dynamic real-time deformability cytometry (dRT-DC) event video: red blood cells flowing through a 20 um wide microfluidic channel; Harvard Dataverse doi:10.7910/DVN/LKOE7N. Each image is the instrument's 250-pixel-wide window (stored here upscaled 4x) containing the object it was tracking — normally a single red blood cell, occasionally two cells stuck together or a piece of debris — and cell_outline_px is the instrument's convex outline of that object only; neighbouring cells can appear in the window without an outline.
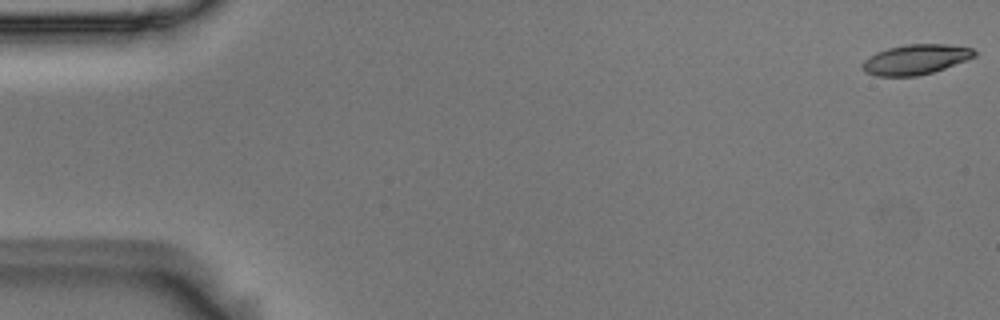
{"species": "Egyptian fruit bat (a non-hibernating species)", "species_latin": "Rousettus aegyptiacus", "temperature_condition": "room temperature", "stored_images_in_passage": 54, "camera_frame_rate_fps": 3000, "um_per_image_px": 0.085, "animal": {"sex": "male"}, "frame": {"image": 1, "passage_image": 1, "time_ms": 0.0, "image_size_px": [1000, 320], "cell_outline_px": [[980, 52], [976, 56], [968, 60], [932, 72], [916, 76], [876, 76], [864, 72], [860, 68], [860, 64], [868, 56], [876, 52], [888, 48], [904, 44], [948, 44], [972, 48]], "centroid_in_image_um": [77.82, 5.05], "position_along_channel_um": 7.2, "area_um2": 19.94}}
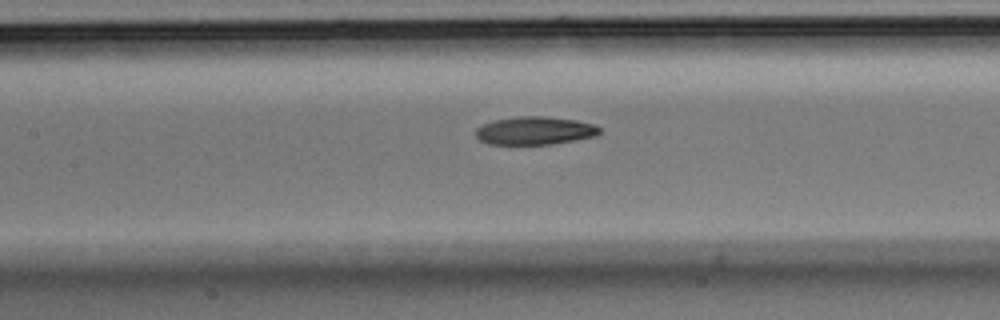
{"frame": {"image": 2, "passage_image": 25, "time_ms": 8.0, "image_size_px": [1000, 320], "cell_outline_px": [[600, 132], [596, 136], [552, 144], [488, 144], [480, 140], [476, 136], [476, 128], [484, 124], [496, 120], [516, 116], [544, 116], [576, 120], [592, 124], [600, 128]], "centroid_in_image_um": [45.45, 11.1], "position_along_channel_um": 161.9, "area_um2": 20.11}}
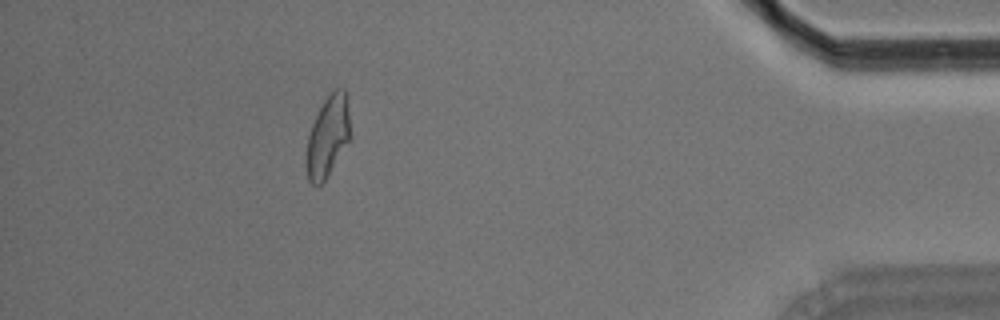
{"frame": {"image": 3, "passage_image": 49, "time_ms": 16.0, "image_size_px": [1000, 320], "cell_outline_px": [[352, 136], [324, 180], [320, 184], [312, 184], [308, 180], [304, 164], [304, 160], [308, 136], [312, 124], [324, 100], [336, 88], [344, 88]], "centroid_in_image_um": [27.84, 11.63], "position_along_channel_um": 407.4, "area_um2": 20.63}, "authors_computed_cell_mechanics": {"area_um2": 20.7213, "velocity_mm_per_s": 3.7115, "shape_relaxation_time_tau1_ms": 6.3969, "shape_relaxation_time_tau2_ms": 4.2407, "deformation_change_tau1": 0.1966, "deformation_change_tau2": 0.1119}}